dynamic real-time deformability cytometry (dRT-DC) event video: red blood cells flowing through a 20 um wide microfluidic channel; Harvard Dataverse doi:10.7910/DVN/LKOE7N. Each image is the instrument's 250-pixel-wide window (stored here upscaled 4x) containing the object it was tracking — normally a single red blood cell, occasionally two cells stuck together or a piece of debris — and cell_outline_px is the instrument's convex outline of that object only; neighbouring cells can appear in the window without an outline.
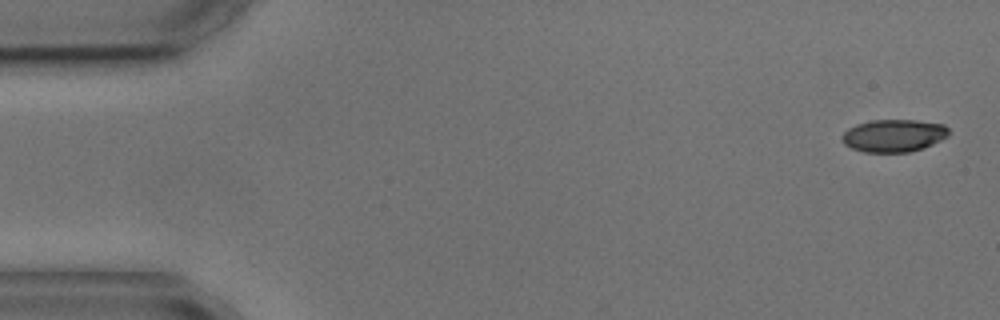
{"species": "common noctule bat (a hibernating species)", "species_latin": "Nyctalus noctula", "temperature_condition": "cold", "stored_images_in_passage": 5, "camera_frame_rate_fps": 3000, "um_per_image_px": 0.085, "animal": {"sex": "male", "body_mass_g": 17.9, "forearm_length_mm": 54.2}, "frame": {"image": 1, "passage_image": 1, "time_ms": 0.0, "image_size_px": [1000, 320], "cell_outline_px": [[948, 136], [932, 144], [908, 152], [864, 152], [852, 148], [844, 144], [840, 140], [840, 136], [848, 128], [856, 124], [872, 120], [916, 120], [944, 124], [948, 128]], "centroid_in_image_um": [75.92, 11.52], "position_along_channel_um": 9.1, "area_um2": 20.23}}
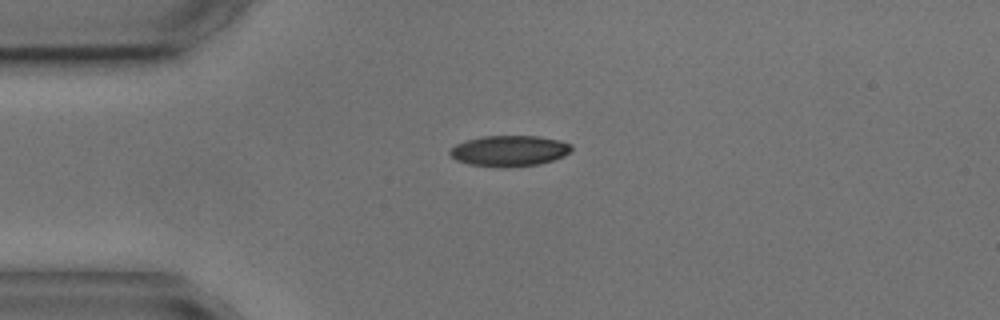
{"frame": {"image": 2, "passage_image": 4, "time_ms": 3.667, "image_size_px": [1000, 320], "cell_outline_px": [[572, 148], [564, 156], [540, 164], [504, 168], [500, 168], [468, 164], [456, 160], [448, 152], [456, 144], [468, 140], [484, 136], [536, 136], [560, 140], [572, 144]], "centroid_in_image_um": [43.3, 12.83], "position_along_channel_um": 41.7, "area_um2": 21.85}}